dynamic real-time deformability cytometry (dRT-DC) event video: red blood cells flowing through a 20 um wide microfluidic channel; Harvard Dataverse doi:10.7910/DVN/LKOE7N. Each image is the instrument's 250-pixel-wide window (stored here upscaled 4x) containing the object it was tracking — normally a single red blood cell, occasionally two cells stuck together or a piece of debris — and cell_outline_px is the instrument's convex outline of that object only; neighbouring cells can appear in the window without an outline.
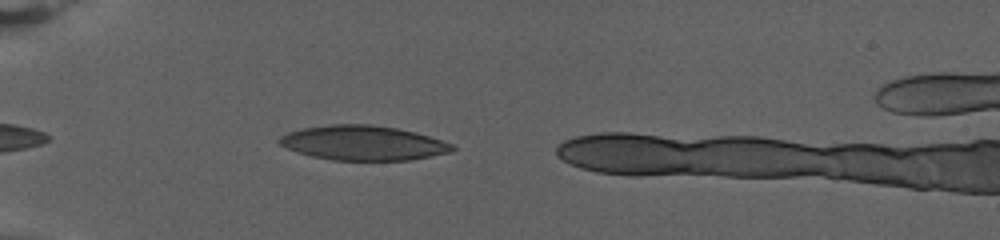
{"species": "human", "species_latin": "Homo sapiens", "temperature_condition": "warm", "stored_images_in_passage": 40, "camera_frame_rate_fps": 3000, "um_per_image_px": 0.085, "donor": {"sex": "female"}, "frame": {"image": 1, "passage_image": 3, "time_ms": 0.667, "image_size_px": [1000, 240], "cell_outline_px": [[456, 148], [452, 152], [408, 160], [332, 160], [312, 156], [296, 152], [276, 144], [276, 140], [280, 136], [288, 132], [304, 128], [328, 124], [372, 124], [396, 128], [416, 132], [452, 144]], "centroid_in_image_um": [30.81, 12.14], "position_along_channel_um": 54.2, "area_um2": 35.03}}
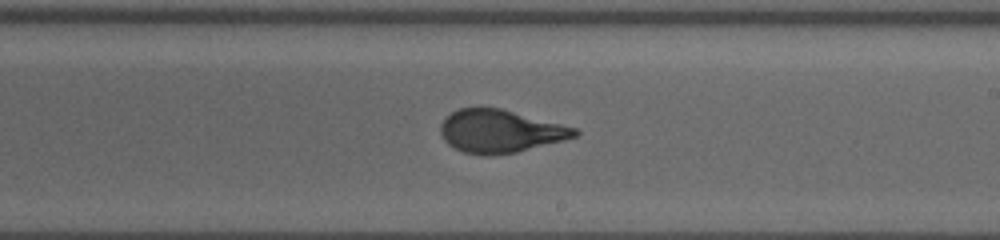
{"frame": {"image": 2, "passage_image": 18, "time_ms": 5.667, "image_size_px": [1000, 240], "cell_outline_px": [[580, 132], [576, 136], [564, 140], [516, 152], [492, 156], [484, 156], [464, 152], [448, 144], [444, 140], [440, 132], [440, 124], [452, 112], [460, 108], [500, 108], [576, 128]], "centroid_in_image_um": [42.5, 11.17], "position_along_channel_um": 246.5, "area_um2": 33.23}}
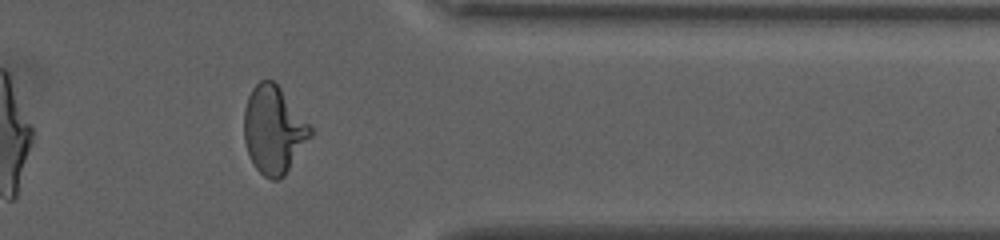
{"frame": {"image": 3, "passage_image": 34, "time_ms": 11.0, "image_size_px": [1000, 240], "cell_outline_px": [[312, 136], [284, 176], [280, 180], [272, 180], [264, 176], [256, 168], [248, 152], [244, 140], [244, 108], [248, 96], [252, 88], [260, 80], [272, 80], [280, 88], [312, 128]], "centroid_in_image_um": [23.25, 11.05], "position_along_channel_um": 388.1, "area_um2": 33.58}, "authors_computed_cell_mechanics": {"area_um2": 34.2176, "velocity_mm_per_s": 2.8034, "shape_relaxation_time_tau1_ms": 2.8402, "shape_relaxation_time_tau2_ms": null, "deformation_change_tau1": 0.2123, "deformation_change_tau2": null}}